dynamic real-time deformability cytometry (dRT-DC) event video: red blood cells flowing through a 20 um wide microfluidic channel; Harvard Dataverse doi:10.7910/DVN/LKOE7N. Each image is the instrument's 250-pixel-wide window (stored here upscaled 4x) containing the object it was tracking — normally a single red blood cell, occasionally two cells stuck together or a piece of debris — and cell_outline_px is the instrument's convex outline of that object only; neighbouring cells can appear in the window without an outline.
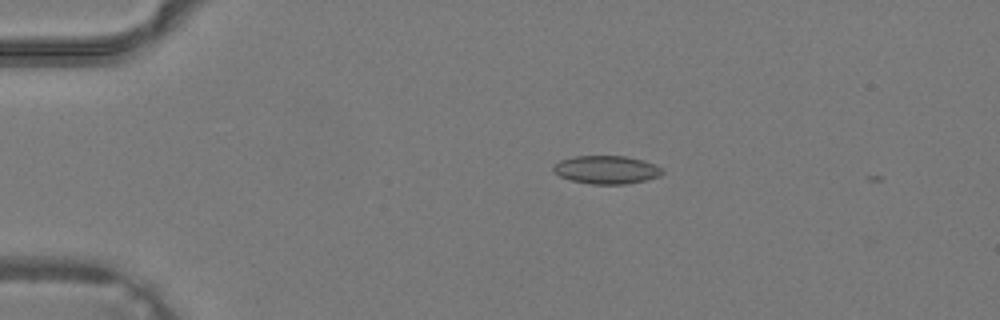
{"species": "common noctule bat (a hibernating species)", "species_latin": "Nyctalus noctula", "temperature_condition": "warm", "stored_images_in_passage": 5, "camera_frame_rate_fps": 3000, "um_per_image_px": 0.085, "animal": {"sex": "male", "body_mass_g": 19.2, "forearm_length_mm": 51.8}, "frame": {"image": 1, "passage_image": 2, "time_ms": 0.333, "image_size_px": [1000, 320], "cell_outline_px": [[664, 172], [660, 176], [644, 180], [624, 184], [588, 184], [572, 180], [560, 176], [552, 172], [552, 164], [560, 160], [576, 156], [624, 156], [644, 160], [660, 168]], "centroid_in_image_um": [51.49, 14.42], "position_along_channel_um": 33.5, "area_um2": 17.86}}